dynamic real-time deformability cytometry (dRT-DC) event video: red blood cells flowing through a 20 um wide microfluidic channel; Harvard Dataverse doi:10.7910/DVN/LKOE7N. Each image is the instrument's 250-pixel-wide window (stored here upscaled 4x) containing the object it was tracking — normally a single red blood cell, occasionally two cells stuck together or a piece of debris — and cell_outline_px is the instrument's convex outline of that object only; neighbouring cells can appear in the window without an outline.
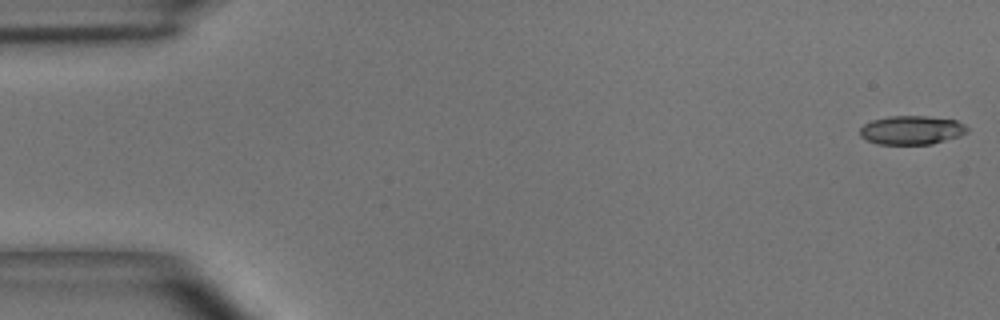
{"species": "common noctule bat (a hibernating species)", "species_latin": "Nyctalus noctula", "temperature_condition": "room temperature", "stored_images_in_passage": 50, "camera_frame_rate_fps": 3000, "um_per_image_px": 0.085, "animal": {"sex": "male", "body_mass_g": 15.6}, "frame": {"image": 1, "passage_image": 1, "time_ms": 0.0, "image_size_px": [1000, 320], "cell_outline_px": [[968, 132], [960, 136], [932, 144], [876, 144], [860, 136], [860, 128], [864, 124], [872, 120], [888, 116], [928, 116], [956, 120], [964, 124], [968, 128]], "centroid_in_image_um": [77.5, 11.06], "position_along_channel_um": 7.5, "area_um2": 18.09}}
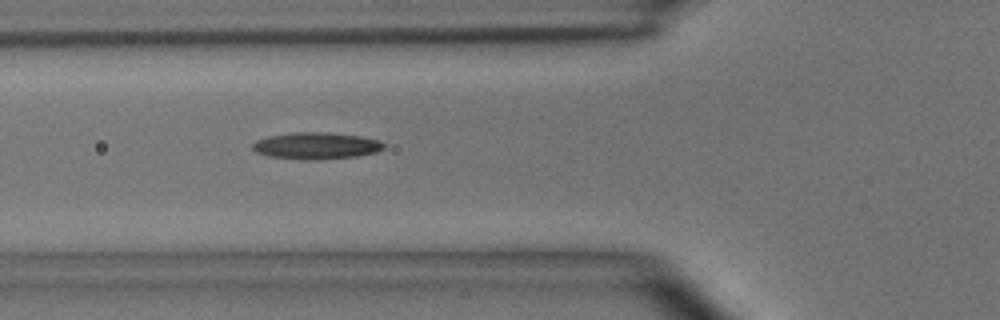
{"frame": {"image": 2, "passage_image": 18, "time_ms": 5.667, "image_size_px": [1000, 320], "cell_outline_px": [[384, 148], [376, 152], [356, 156], [316, 160], [304, 160], [268, 156], [256, 152], [252, 148], [252, 144], [256, 140], [268, 136], [292, 132], [324, 132], [360, 136], [380, 140], [384, 144]], "centroid_in_image_um": [26.85, 12.39], "position_along_channel_um": 98.9, "area_um2": 20.52}}
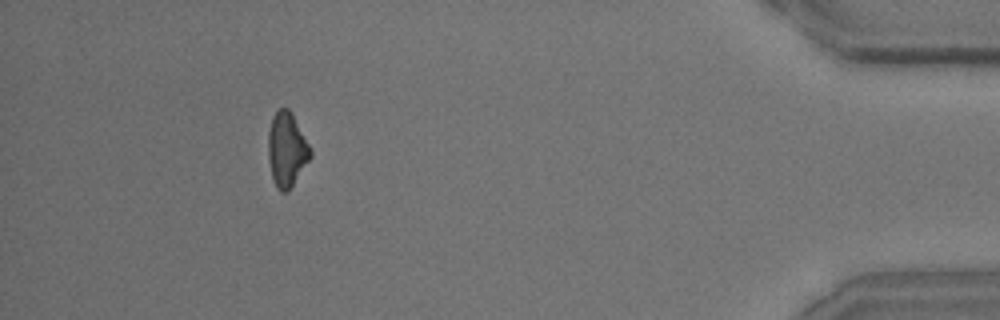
{"frame": {"image": 3, "passage_image": 46, "time_ms": 15.0, "image_size_px": [1000, 320], "cell_outline_px": [[312, 156], [288, 192], [280, 192], [276, 188], [272, 180], [268, 156], [268, 132], [272, 116], [280, 108], [288, 108], [308, 144], [312, 152]], "centroid_in_image_um": [24.35, 12.76], "position_along_channel_um": 410.9, "area_um2": 18.15}, "authors_computed_cell_mechanics": {"area_um2": 18.8428, "velocity_mm_per_s": 3.9661, "shape_relaxation_time_tau1_ms": 7.2865, "shape_relaxation_time_tau2_ms": 4.2851, "deformation_change_tau1": 0.1878, "deformation_change_tau2": 0.1401}}